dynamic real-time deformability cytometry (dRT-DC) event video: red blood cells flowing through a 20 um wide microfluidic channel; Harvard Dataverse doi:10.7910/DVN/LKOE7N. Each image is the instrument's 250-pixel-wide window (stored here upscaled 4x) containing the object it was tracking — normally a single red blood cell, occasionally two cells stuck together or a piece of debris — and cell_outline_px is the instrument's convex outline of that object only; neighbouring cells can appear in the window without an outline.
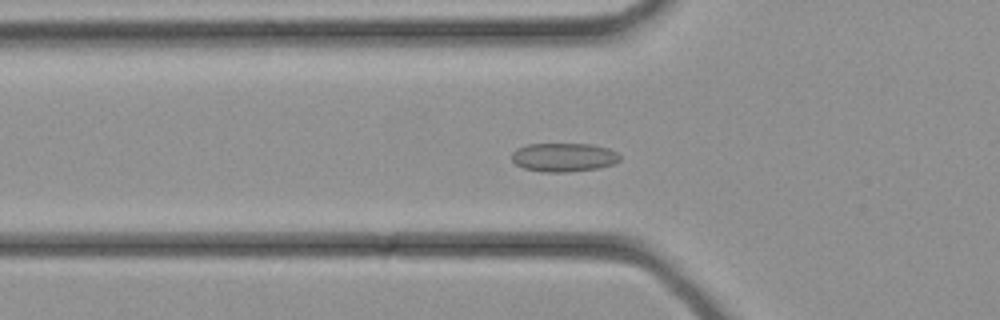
{"species": "common noctule bat (a hibernating species)", "species_latin": "Nyctalus noctula", "temperature_condition": "cold", "stored_images_in_passage": 35, "camera_frame_rate_fps": 3000, "um_per_image_px": 0.085, "animal": {"sex": "female", "body_mass_g": 21.9}, "frame": {"image": 1, "passage_image": 11, "time_ms": 3.333, "image_size_px": [1000, 320], "cell_outline_px": [[620, 160], [612, 164], [600, 168], [568, 172], [544, 172], [524, 168], [516, 164], [512, 160], [512, 152], [516, 148], [528, 144], [592, 144], [608, 148], [616, 152], [620, 156]], "centroid_in_image_um": [47.91, 13.37], "position_along_channel_um": 77.9, "area_um2": 18.15}}
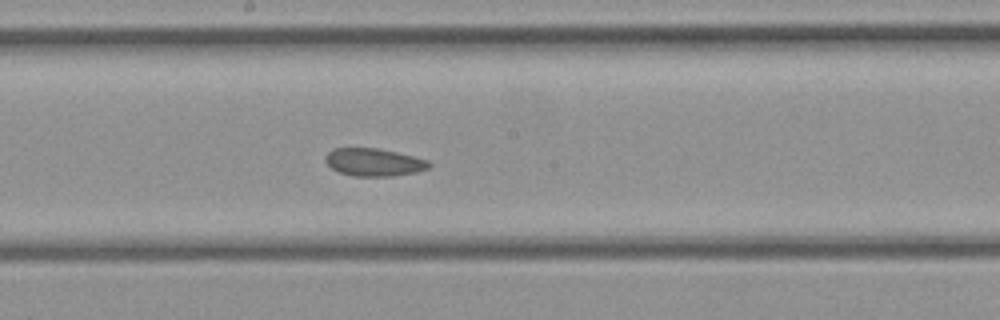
{"frame": {"image": 2, "passage_image": 18, "time_ms": 5.667, "image_size_px": [1000, 320], "cell_outline_px": [[432, 164], [428, 168], [416, 172], [392, 176], [352, 176], [340, 172], [332, 168], [324, 160], [324, 156], [332, 148], [376, 148], [396, 152], [428, 160]], "centroid_in_image_um": [31.76, 13.79], "position_along_channel_um": 216.4, "area_um2": 16.7}}
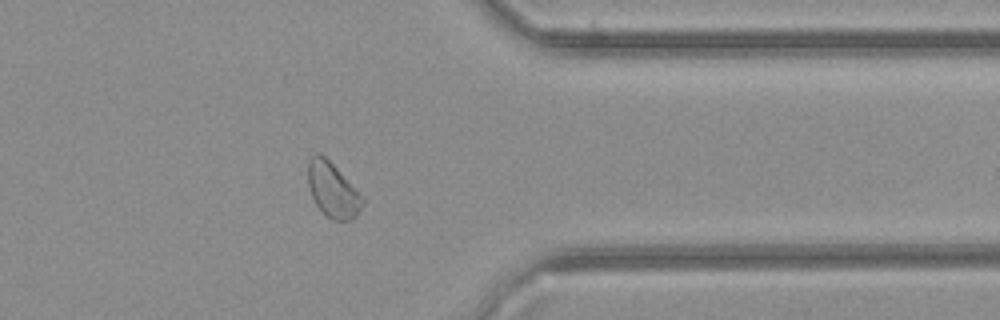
{"frame": {"image": 3, "passage_image": 27, "time_ms": 8.667, "image_size_px": [1000, 320], "cell_outline_px": [[364, 204], [356, 216], [352, 220], [332, 220], [316, 204], [308, 188], [308, 160], [316, 152], [324, 156], [336, 168], [364, 200]], "centroid_in_image_um": [28.25, 16.16], "position_along_channel_um": 383.2, "area_um2": 16.88}}